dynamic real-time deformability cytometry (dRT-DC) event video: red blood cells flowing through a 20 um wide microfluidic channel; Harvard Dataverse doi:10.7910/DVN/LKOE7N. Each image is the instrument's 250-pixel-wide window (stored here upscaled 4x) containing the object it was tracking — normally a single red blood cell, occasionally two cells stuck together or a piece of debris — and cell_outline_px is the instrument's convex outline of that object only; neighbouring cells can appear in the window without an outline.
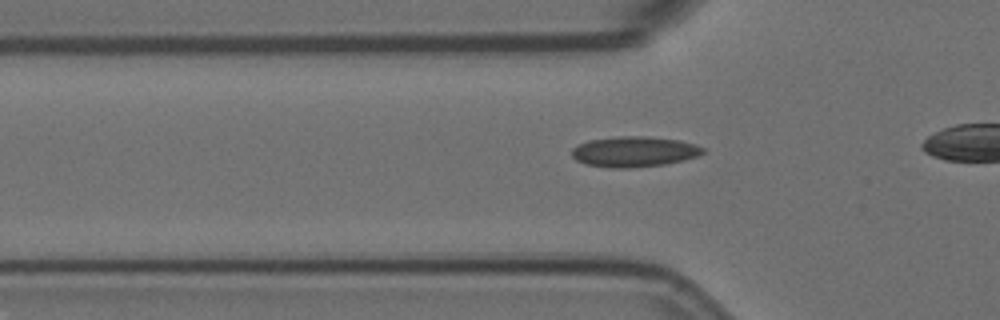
{"species": "Egyptian fruit bat (a non-hibernating species)", "species_latin": "Rousettus aegyptiacus", "temperature_condition": "room temperature", "stored_images_in_passage": 20, "camera_frame_rate_fps": 3000, "um_per_image_px": 0.085, "animal": {"sex": "female"}, "frame": {"image": 1, "passage_image": 7, "time_ms": 2.0, "image_size_px": [1000, 320], "cell_outline_px": [[704, 152], [696, 156], [684, 160], [664, 164], [628, 168], [612, 168], [584, 164], [576, 160], [572, 156], [572, 148], [588, 140], [620, 136], [644, 136], [680, 140], [696, 144], [704, 148]], "centroid_in_image_um": [53.89, 12.89], "position_along_channel_um": 71.9, "area_um2": 23.24}}
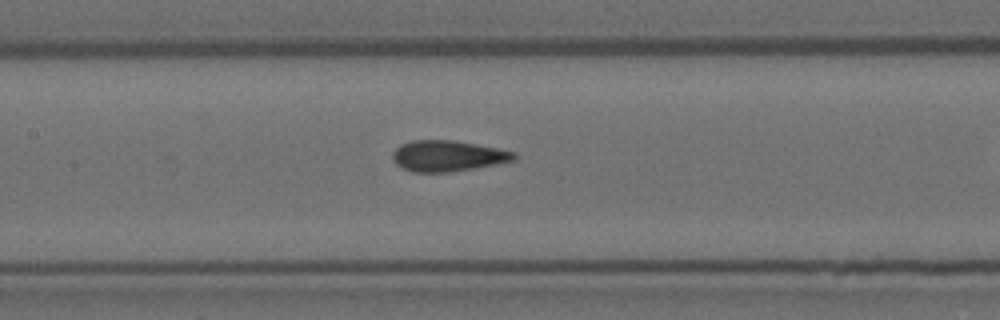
{"frame": {"image": 2, "passage_image": 15, "time_ms": 4.667, "image_size_px": [1000, 320], "cell_outline_px": [[516, 156], [512, 160], [472, 168], [448, 172], [412, 172], [400, 168], [392, 160], [392, 152], [400, 144], [412, 140], [452, 140], [476, 144], [516, 152]], "centroid_in_image_um": [37.96, 13.25], "position_along_channel_um": 169.4, "area_um2": 21.68}}
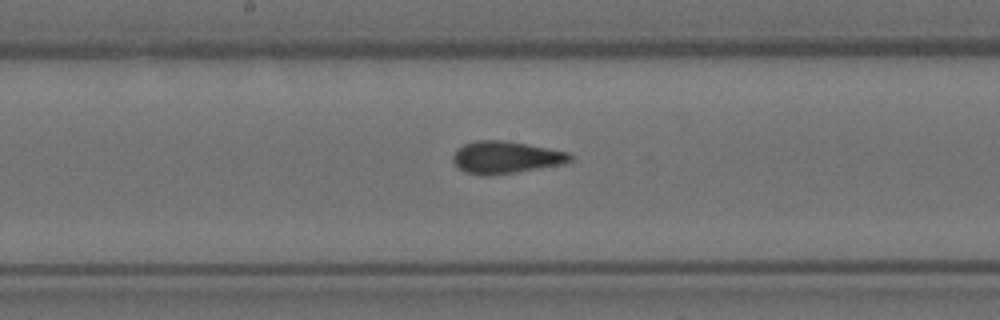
{"frame": {"image": 3, "passage_image": 18, "time_ms": 5.667, "image_size_px": [1000, 320], "cell_outline_px": [[576, 156], [572, 160], [564, 164], [492, 176], [484, 176], [464, 172], [452, 160], [452, 156], [464, 144], [476, 140], [504, 140], [528, 144], [572, 152]], "centroid_in_image_um": [43.07, 13.38], "position_along_channel_um": 205.1, "area_um2": 22.31}}